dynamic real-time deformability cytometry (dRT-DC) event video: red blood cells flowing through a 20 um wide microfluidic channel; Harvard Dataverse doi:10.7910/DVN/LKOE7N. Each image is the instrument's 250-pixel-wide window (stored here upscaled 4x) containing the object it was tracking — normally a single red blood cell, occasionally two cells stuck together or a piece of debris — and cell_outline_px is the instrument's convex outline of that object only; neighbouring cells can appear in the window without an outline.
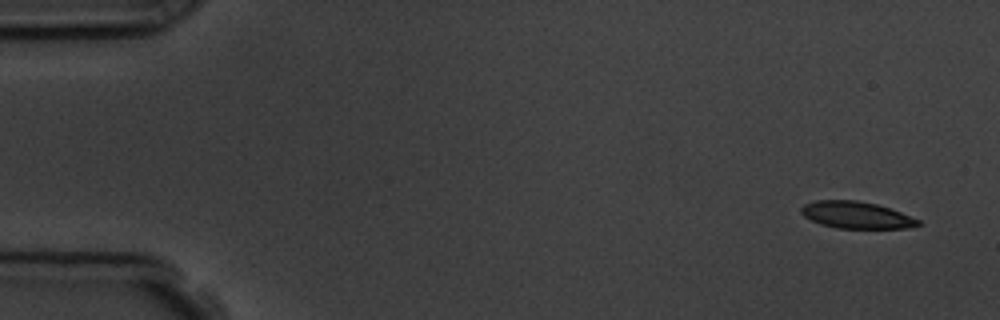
{"species": "common noctule bat (a hibernating species)", "species_latin": "Nyctalus noctula", "temperature_condition": "room temperature", "stored_images_in_passage": 16, "camera_frame_rate_fps": 3000, "um_per_image_px": 0.085, "animal": {"sex": "male", "body_mass_g": 19.5, "forearm_length_mm": 54.6}, "frame": {"image": 1, "passage_image": 1, "time_ms": 0.0, "image_size_px": [1000, 320], "cell_outline_px": [[924, 224], [908, 228], [836, 228], [820, 224], [804, 216], [800, 212], [800, 208], [804, 204], [816, 200], [856, 200], [876, 204], [900, 212], [920, 220]], "centroid_in_image_um": [72.78, 18.28], "position_along_channel_um": 12.2, "area_um2": 18.32}}
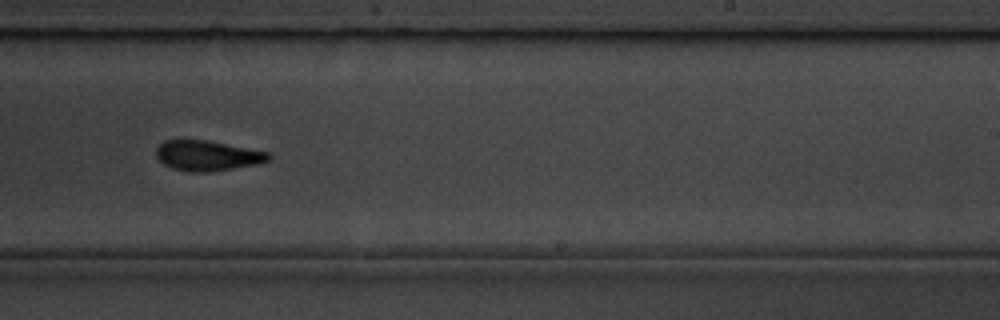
{"frame": {"image": 2, "passage_image": 10, "time_ms": 10.333, "image_size_px": [1000, 320], "cell_outline_px": [[272, 160], [256, 164], [208, 172], [188, 172], [172, 168], [164, 164], [156, 156], [156, 148], [164, 140], [204, 140], [272, 152]], "centroid_in_image_um": [17.66, 13.23], "position_along_channel_um": 271.3, "area_um2": 19.83}}
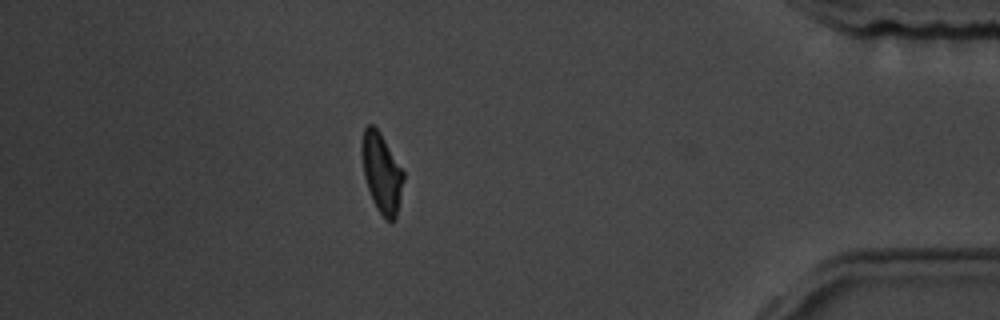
{"frame": {"image": 3, "passage_image": 14, "time_ms": 15.0, "image_size_px": [1000, 320], "cell_outline_px": [[404, 180], [396, 220], [384, 220], [376, 208], [372, 200], [364, 176], [360, 152], [360, 148], [364, 128], [368, 124], [372, 124], [380, 132], [404, 172]], "centroid_in_image_um": [32.43, 14.71], "position_along_channel_um": 402.8, "area_um2": 19.54}, "authors_computed_cell_mechanics": {"area_um2": 19.7098, "velocity_mm_per_s": 3.7443, "shape_relaxation_time_tau1_ms": 4.1315, "shape_relaxation_time_tau2_ms": 2.9932, "deformation_change_tau1": 0.1598, "deformation_change_tau2": 0.1079}}